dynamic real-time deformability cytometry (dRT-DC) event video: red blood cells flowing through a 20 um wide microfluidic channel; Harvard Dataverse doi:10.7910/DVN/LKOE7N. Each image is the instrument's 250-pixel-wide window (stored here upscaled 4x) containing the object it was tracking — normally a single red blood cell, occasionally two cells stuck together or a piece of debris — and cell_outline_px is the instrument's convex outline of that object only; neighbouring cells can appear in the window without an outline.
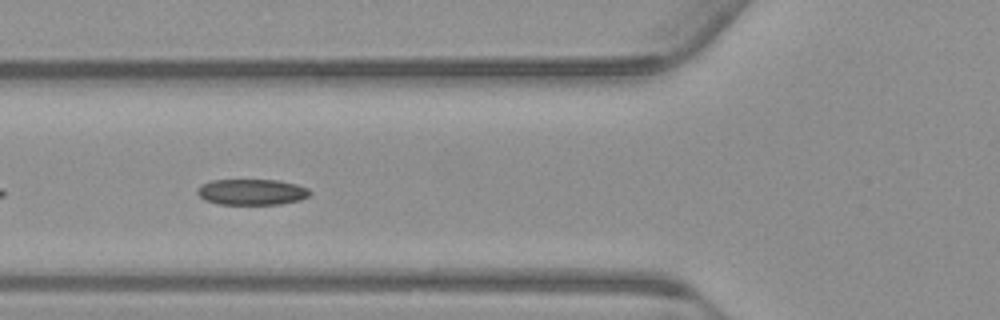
{"species": "common noctule bat (a hibernating species)", "species_latin": "Nyctalus noctula", "temperature_condition": "warm", "stored_images_in_passage": 38, "camera_frame_rate_fps": 3000, "um_per_image_px": 0.085, "animal": {"sex": "male", "body_mass_g": 23.1, "forearm_length_mm": 52.7}, "frame": {"image": 1, "passage_image": 6, "time_ms": 1.667, "image_size_px": [1000, 320], "cell_outline_px": [[312, 192], [308, 196], [300, 200], [280, 204], [220, 204], [204, 200], [196, 192], [196, 188], [200, 184], [212, 180], [280, 180], [296, 184], [308, 188]], "centroid_in_image_um": [21.39, 16.31], "position_along_channel_um": 104.4, "area_um2": 17.11}}
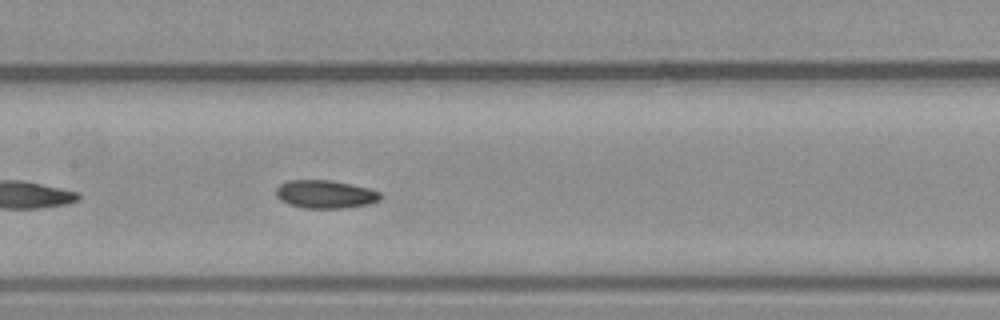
{"frame": {"image": 2, "passage_image": 12, "time_ms": 3.667, "image_size_px": [1000, 320], "cell_outline_px": [[380, 200], [368, 204], [344, 208], [304, 208], [280, 200], [276, 196], [276, 188], [280, 184], [288, 180], [328, 180], [352, 184], [368, 188], [380, 192]], "centroid_in_image_um": [27.64, 16.5], "position_along_channel_um": 179.8, "area_um2": 16.99}}
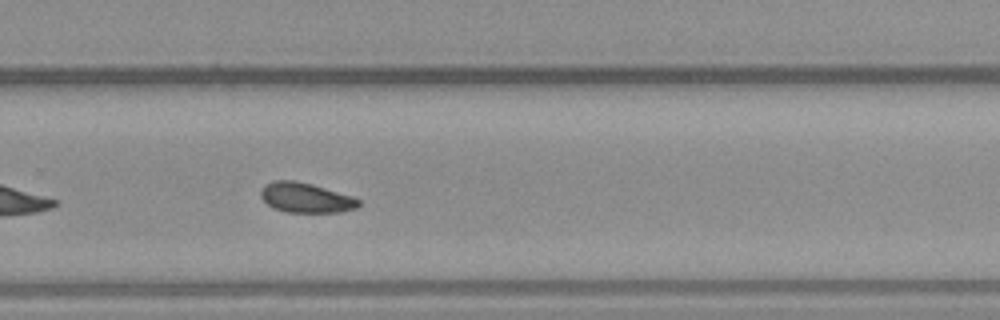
{"frame": {"image": 3, "passage_image": 22, "time_ms": 7.0, "image_size_px": [1000, 320], "cell_outline_px": [[360, 204], [356, 208], [340, 212], [288, 212], [276, 208], [268, 204], [260, 196], [260, 188], [264, 184], [272, 180], [296, 180], [312, 184], [352, 196], [360, 200]], "centroid_in_image_um": [25.97, 16.79], "position_along_channel_um": 303.8, "area_um2": 17.05}, "authors_computed_cell_mechanics": {"area_um2": 16.8776, "velocity_mm_per_s": 3.7347, "shape_relaxation_time_tau1_ms": 4.2651, "shape_relaxation_time_tau2_ms": 6.0087, "deformation_change_tau1": 0.1102, "deformation_change_tau2": 0.1049}}